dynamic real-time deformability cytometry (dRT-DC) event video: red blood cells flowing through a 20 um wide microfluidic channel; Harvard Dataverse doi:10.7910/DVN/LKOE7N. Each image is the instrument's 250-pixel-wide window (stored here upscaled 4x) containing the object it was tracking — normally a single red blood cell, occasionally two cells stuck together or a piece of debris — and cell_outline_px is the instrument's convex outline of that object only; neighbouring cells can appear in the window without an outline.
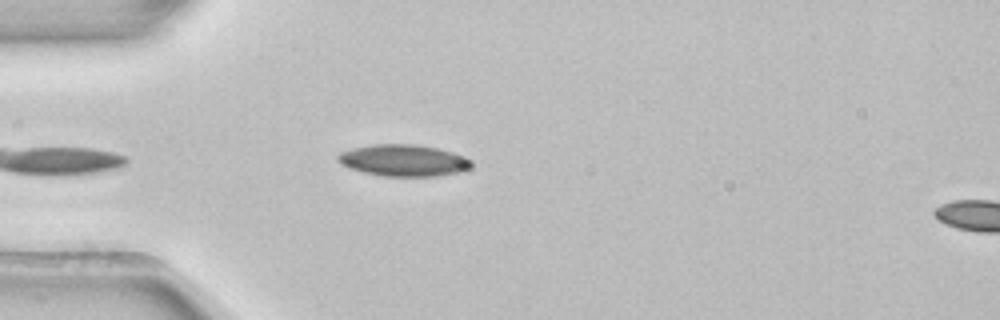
{"species": "common noctule bat (a hibernating species)", "species_latin": "Nyctalus noctula", "temperature_condition": "room temperature", "stored_images_in_passage": 4, "segment_of_instrument_passage": [1, 2], "camera_frame_rate_fps": 3000, "um_per_image_px": 0.085, "animal": {"sex": "female", "body_mass_g": 22.7, "forearm_length_mm": 54.2}, "frame": {"image": 1, "passage_image": 3, "time_ms": 0.667, "image_size_px": [1000, 320], "cell_outline_px": [[472, 168], [460, 172], [436, 176], [384, 176], [364, 172], [348, 168], [340, 164], [336, 160], [336, 156], [340, 152], [372, 144], [416, 144], [436, 148], [468, 156], [472, 160]], "centroid_in_image_um": [34.33, 13.63], "position_along_channel_um": 50.7, "area_um2": 24.85}}